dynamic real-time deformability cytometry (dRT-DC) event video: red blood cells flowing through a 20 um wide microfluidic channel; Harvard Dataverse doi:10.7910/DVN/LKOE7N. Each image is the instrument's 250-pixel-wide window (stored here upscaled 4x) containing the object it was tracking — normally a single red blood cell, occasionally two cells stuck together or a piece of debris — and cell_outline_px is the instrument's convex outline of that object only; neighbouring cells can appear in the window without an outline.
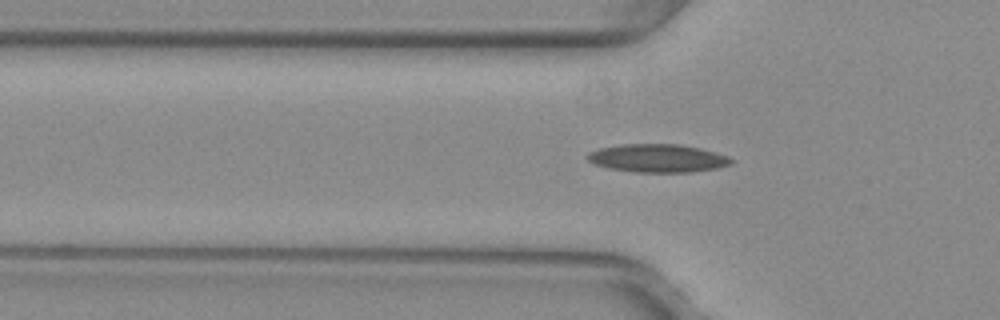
{"species": "common noctule bat (a hibernating species)", "species_latin": "Nyctalus noctula", "temperature_condition": "warm", "stored_images_in_passage": 52, "segment_of_instrument_passage": [1, 2], "camera_frame_rate_fps": 3000, "um_per_image_px": 0.085, "animal": {"sex": "female", "body_mass_g": 29.2, "forearm_length_mm": 56.3}, "frame": {"image": 1, "passage_image": 17, "time_ms": 5.333, "image_size_px": [1000, 320], "cell_outline_px": [[732, 164], [716, 168], [692, 172], [636, 172], [608, 168], [596, 164], [588, 160], [584, 156], [588, 152], [600, 148], [624, 144], [676, 144], [700, 148], [728, 156], [732, 160]], "centroid_in_image_um": [55.88, 13.45], "position_along_channel_um": 69.9, "area_um2": 23.47}}
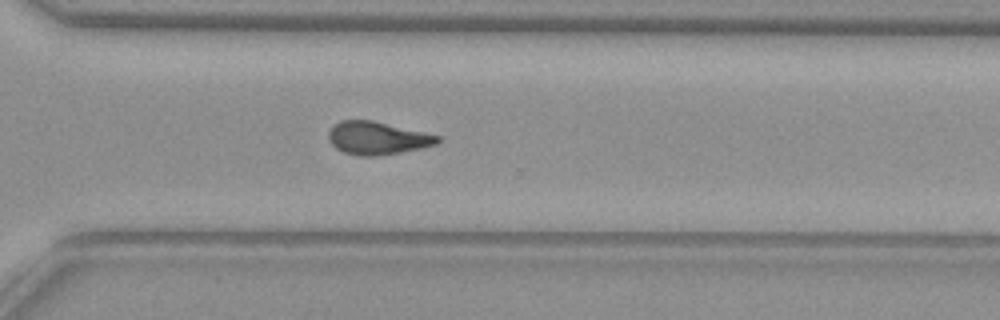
{"frame": {"image": 2, "passage_image": 37, "time_ms": 12.0, "image_size_px": [1000, 320], "cell_outline_px": [[444, 140], [436, 144], [420, 148], [400, 152], [376, 156], [360, 156], [344, 152], [336, 148], [328, 140], [328, 132], [332, 124], [340, 120], [372, 120], [440, 136]], "centroid_in_image_um": [32.05, 11.73], "position_along_channel_um": 338.6, "area_um2": 20.92}}
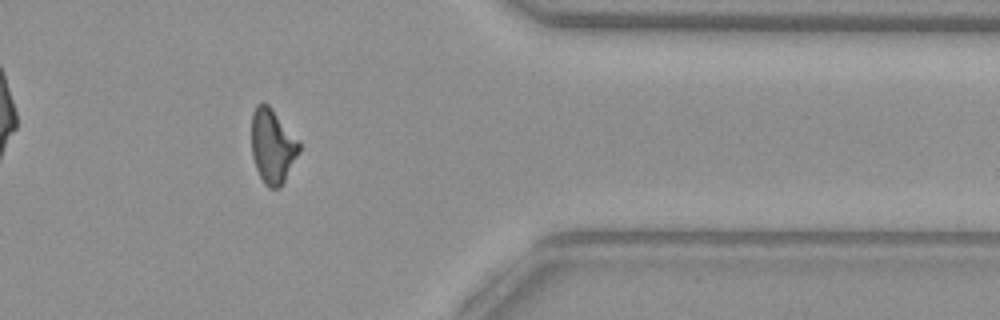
{"frame": {"image": 3, "passage_image": 42, "time_ms": 13.667, "image_size_px": [1000, 320], "cell_outline_px": [[300, 152], [284, 184], [280, 188], [268, 188], [264, 184], [256, 168], [252, 156], [252, 112], [256, 104], [268, 104], [272, 108], [300, 140]], "centroid_in_image_um": [23.19, 12.44], "position_along_channel_um": 388.2, "area_um2": 21.04}}